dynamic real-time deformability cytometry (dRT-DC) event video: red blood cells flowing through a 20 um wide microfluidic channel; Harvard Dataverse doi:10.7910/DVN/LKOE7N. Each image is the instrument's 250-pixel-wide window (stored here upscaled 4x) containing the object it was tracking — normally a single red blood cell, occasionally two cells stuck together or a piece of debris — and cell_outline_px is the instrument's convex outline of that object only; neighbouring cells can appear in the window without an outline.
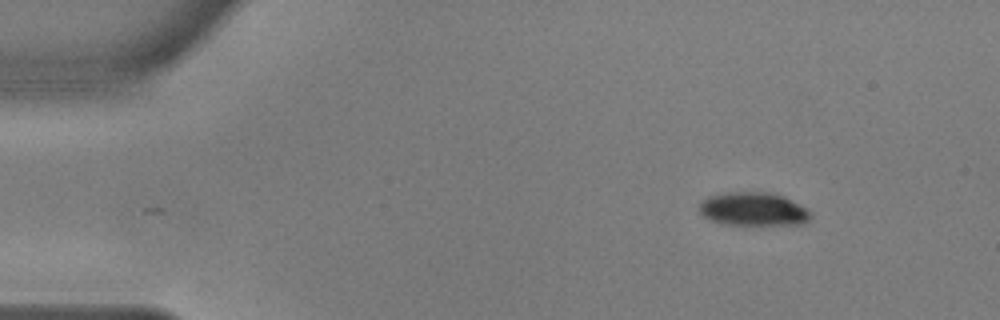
{"species": "common noctule bat (a hibernating species)", "species_latin": "Nyctalus noctula", "temperature_condition": "warm", "stored_images_in_passage": 50, "camera_frame_rate_fps": 3000, "um_per_image_px": 0.085, "animal": {"sex": "male", "body_mass_g": 17.9, "forearm_length_mm": 54.2}, "frame": {"image": 1, "passage_image": 1, "time_ms": 0.0, "image_size_px": [1000, 320], "cell_outline_px": [[812, 216], [808, 224], [720, 224], [708, 220], [700, 212], [700, 200], [708, 196], [728, 192], [764, 192], [784, 196], [808, 208], [812, 212]], "centroid_in_image_um": [64.06, 17.78], "position_along_channel_um": 20.9, "area_um2": 21.96}}
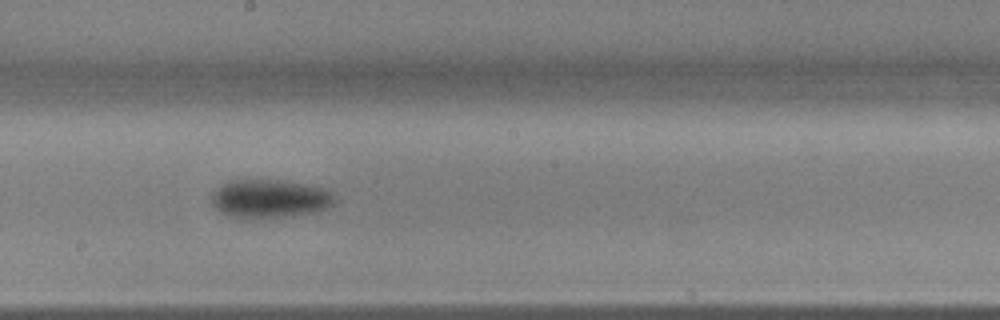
{"frame": {"image": 2, "passage_image": 25, "time_ms": 8.0, "image_size_px": [1000, 320], "cell_outline_px": [[336, 200], [328, 208], [316, 212], [284, 216], [228, 216], [220, 212], [212, 204], [212, 192], [216, 188], [228, 180], [284, 180], [316, 184], [328, 188], [336, 196]], "centroid_in_image_um": [23.01, 16.83], "position_along_channel_um": 225.2, "area_um2": 27.69}}
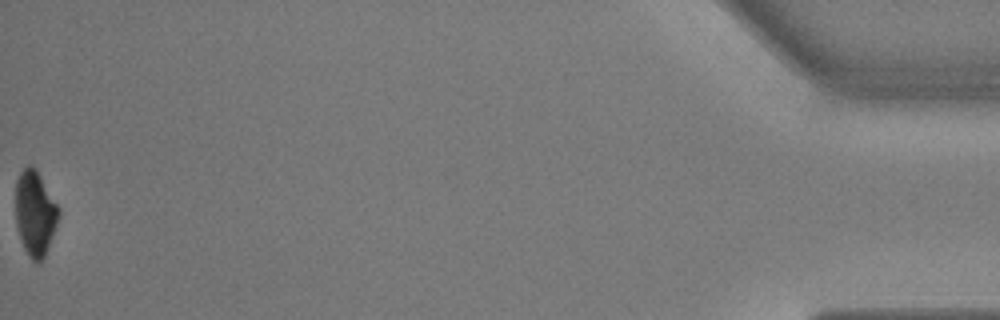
{"frame": {"image": 3, "passage_image": 50, "time_ms": 16.333, "image_size_px": [1000, 320], "cell_outline_px": [[60, 212], [56, 224], [44, 256], [40, 264], [36, 264], [28, 256], [20, 240], [16, 224], [16, 180], [20, 172], [28, 164], [36, 168], [60, 208]], "centroid_in_image_um": [2.97, 18.12], "position_along_channel_um": 432.2, "area_um2": 21.33}, "authors_computed_cell_mechanics": {"area_um2": 25.7788, "velocity_mm_per_s": 3.6371, "shape_relaxation_time_tau1_ms": 4.4888, "shape_relaxation_time_tau2_ms": null, "deformation_change_tau1": 0.1428, "deformation_change_tau2": null}}